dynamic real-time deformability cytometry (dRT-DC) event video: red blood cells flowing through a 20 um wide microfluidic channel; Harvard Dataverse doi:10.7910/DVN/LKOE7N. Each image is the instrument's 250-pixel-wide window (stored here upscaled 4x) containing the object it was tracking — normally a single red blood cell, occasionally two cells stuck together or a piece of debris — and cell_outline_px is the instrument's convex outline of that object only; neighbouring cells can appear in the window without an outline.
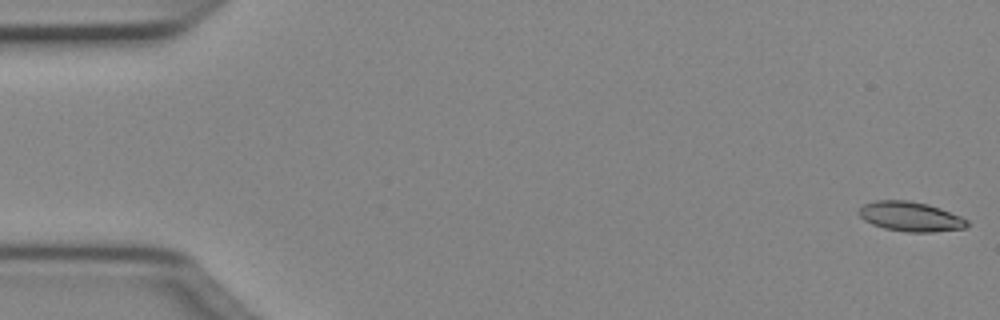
{"species": "Egyptian fruit bat (a non-hibernating species)", "species_latin": "Rousettus aegyptiacus", "temperature_condition": "cold", "stored_images_in_passage": 50, "camera_frame_rate_fps": 3000, "um_per_image_px": 0.085, "animal": {"sex": "female"}, "frame": {"image": 1, "passage_image": 1, "time_ms": 0.0, "image_size_px": [1000, 320], "cell_outline_px": [[968, 228], [932, 232], [908, 232], [884, 228], [872, 224], [864, 220], [860, 216], [860, 208], [864, 204], [876, 200], [908, 200], [928, 204], [940, 208], [960, 216], [968, 220]], "centroid_in_image_um": [77.42, 18.41], "position_along_channel_um": 7.6, "area_um2": 18.67}}
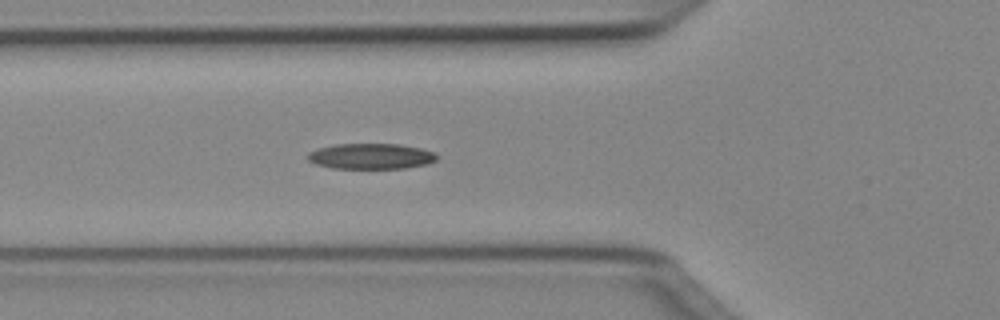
{"frame": {"image": 2, "passage_image": 18, "time_ms": 5.667, "image_size_px": [1000, 320], "cell_outline_px": [[440, 156], [436, 160], [428, 164], [404, 168], [332, 168], [316, 164], [308, 160], [304, 156], [308, 152], [316, 148], [336, 144], [400, 144], [420, 148], [436, 152]], "centroid_in_image_um": [31.53, 13.27], "position_along_channel_um": 94.3, "area_um2": 19.54}}
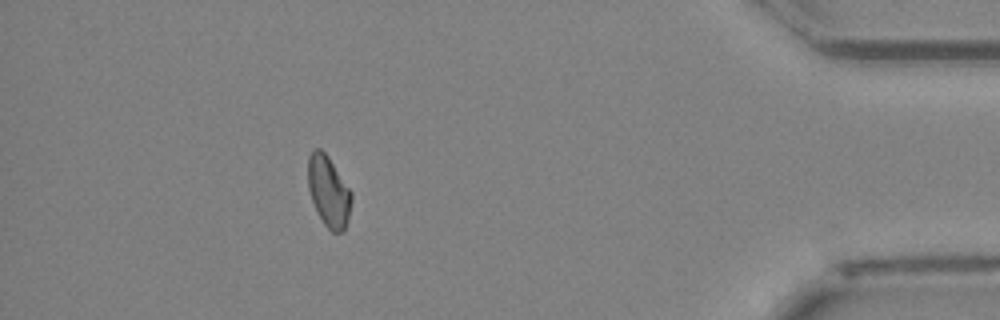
{"frame": {"image": 3, "passage_image": 45, "time_ms": 14.667, "image_size_px": [1000, 320], "cell_outline_px": [[352, 200], [348, 220], [344, 232], [332, 232], [324, 224], [316, 212], [308, 188], [308, 156], [312, 148], [320, 148], [328, 156], [352, 192]], "centroid_in_image_um": [27.93, 16.27], "position_along_channel_um": 407.3, "area_um2": 18.15}, "authors_computed_cell_mechanics": {"area_um2": 18.5538, "velocity_mm_per_s": 4.0327, "shape_relaxation_time_tau1_ms": 7.5426, "shape_relaxation_time_tau2_ms": null, "deformation_change_tau1": 0.1505, "deformation_change_tau2": null}}